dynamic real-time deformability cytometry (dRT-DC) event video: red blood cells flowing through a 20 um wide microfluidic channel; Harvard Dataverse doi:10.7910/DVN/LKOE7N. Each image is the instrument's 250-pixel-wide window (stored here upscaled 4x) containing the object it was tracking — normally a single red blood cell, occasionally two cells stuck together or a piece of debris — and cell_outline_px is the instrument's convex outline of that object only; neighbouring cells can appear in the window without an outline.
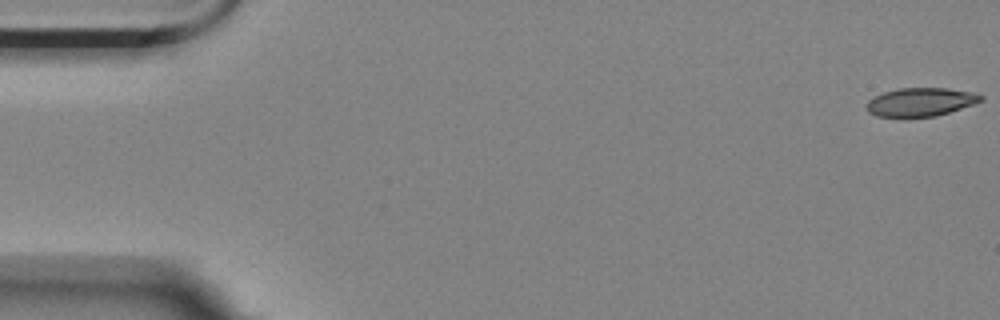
{"species": "Egyptian fruit bat (a non-hibernating species)", "species_latin": "Rousettus aegyptiacus", "temperature_condition": "room temperature", "stored_images_in_passage": 56, "camera_frame_rate_fps": 3000, "um_per_image_px": 0.085, "animal": {"sex": "female"}, "frame": {"image": 1, "passage_image": 1, "time_ms": 0.0, "image_size_px": [1000, 320], "cell_outline_px": [[984, 100], [936, 116], [876, 116], [868, 112], [868, 100], [884, 92], [900, 88], [948, 88], [976, 92], [984, 96]], "centroid_in_image_um": [78.3, 8.65], "position_along_channel_um": 6.7, "area_um2": 18.67}}
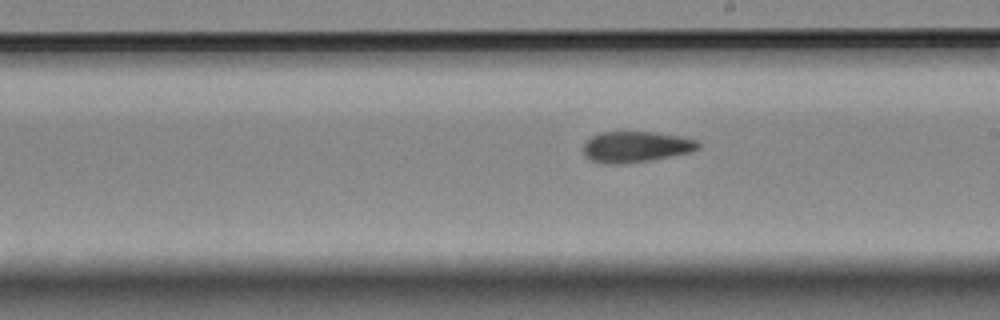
{"frame": {"image": 2, "passage_image": 32, "time_ms": 10.333, "image_size_px": [1000, 320], "cell_outline_px": [[700, 148], [692, 152], [652, 160], [624, 164], [604, 164], [588, 160], [584, 156], [584, 140], [600, 132], [652, 132], [680, 136], [696, 140], [700, 144]], "centroid_in_image_um": [54.02, 12.49], "position_along_channel_um": 235.0, "area_um2": 21.04}}
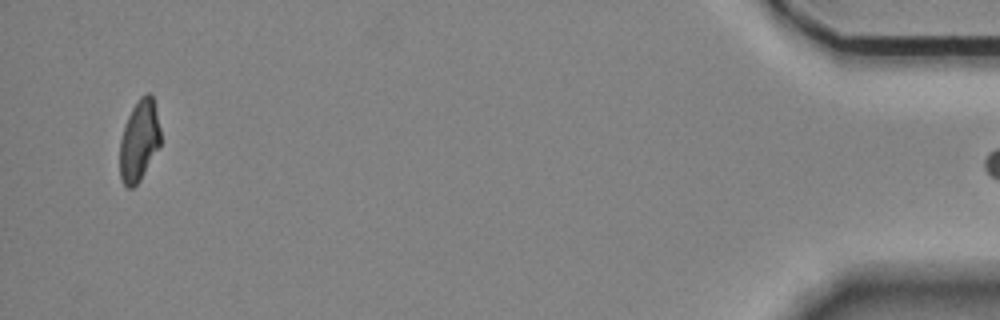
{"frame": {"image": 3, "passage_image": 55, "time_ms": 18.0, "image_size_px": [1000, 320], "cell_outline_px": [[160, 148], [140, 180], [132, 188], [128, 188], [124, 184], [120, 176], [120, 140], [124, 124], [132, 108], [140, 96], [148, 92], [152, 96], [160, 128]], "centroid_in_image_um": [11.83, 11.96], "position_along_channel_um": 423.4, "area_um2": 19.31}}